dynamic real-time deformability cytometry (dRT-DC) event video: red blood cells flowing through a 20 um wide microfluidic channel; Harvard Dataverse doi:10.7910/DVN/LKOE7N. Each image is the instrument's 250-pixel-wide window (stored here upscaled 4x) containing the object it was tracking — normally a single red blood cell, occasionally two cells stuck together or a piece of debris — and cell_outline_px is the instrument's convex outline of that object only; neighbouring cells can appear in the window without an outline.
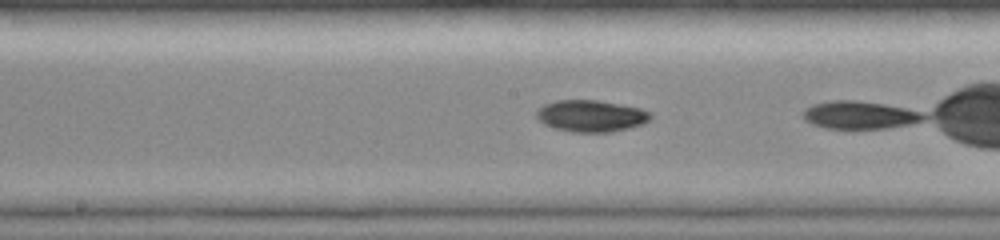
{"species": "common noctule bat (a hibernating species)", "species_latin": "Nyctalus noctula", "temperature_condition": "room temperature", "stored_images_in_passage": 29, "camera_frame_rate_fps": 3000, "um_per_image_px": 0.085, "animal": {"sex": "female", "body_mass_g": 19.0, "forearm_length_mm": 51.5}, "frame": {"image": 1, "passage_image": 20, "time_ms": 6.333, "image_size_px": [1000, 240], "cell_outline_px": [[652, 116], [644, 124], [612, 132], [572, 132], [556, 128], [544, 124], [536, 116], [536, 112], [544, 104], [556, 100], [596, 100], [640, 108], [648, 112]], "centroid_in_image_um": [50.23, 9.86], "position_along_channel_um": 198.0, "area_um2": 20.87}}